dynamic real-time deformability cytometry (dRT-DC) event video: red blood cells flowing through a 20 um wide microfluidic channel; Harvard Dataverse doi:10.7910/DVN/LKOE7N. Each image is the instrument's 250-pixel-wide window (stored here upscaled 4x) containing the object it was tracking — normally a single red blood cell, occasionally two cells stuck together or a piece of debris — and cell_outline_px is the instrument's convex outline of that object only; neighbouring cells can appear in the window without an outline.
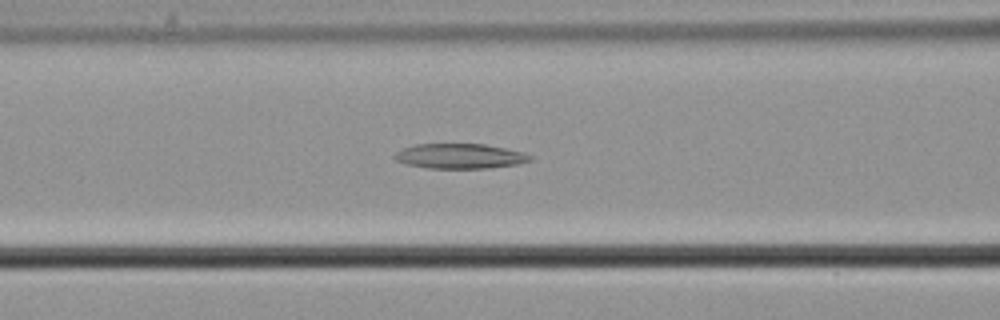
{"species": "common noctule bat (a hibernating species)", "species_latin": "Nyctalus noctula", "temperature_condition": "cold", "stored_images_in_passage": 55, "camera_frame_rate_fps": 3000, "um_per_image_px": 0.085, "animal": {"sex": "male", "body_mass_g": 21.5, "forearm_length_mm": 52.0}, "frame": {"image": 1, "passage_image": 23, "time_ms": 7.333, "image_size_px": [1000, 320], "cell_outline_px": [[532, 160], [516, 164], [488, 168], [428, 168], [408, 164], [396, 160], [392, 156], [396, 152], [404, 148], [416, 144], [484, 144], [524, 152], [532, 156]], "centroid_in_image_um": [39.09, 13.27], "position_along_channel_um": 127.5, "area_um2": 19.54}}
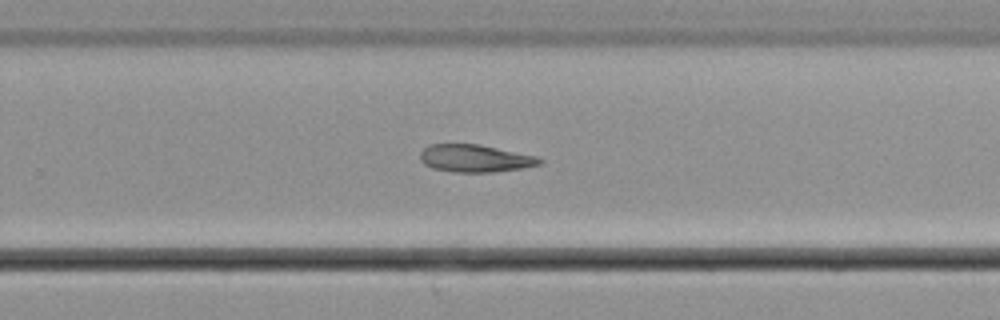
{"frame": {"image": 2, "passage_image": 36, "time_ms": 11.667, "image_size_px": [1000, 320], "cell_outline_px": [[544, 160], [540, 164], [520, 168], [492, 172], [452, 172], [432, 168], [424, 164], [420, 160], [420, 152], [428, 144], [480, 144], [536, 156]], "centroid_in_image_um": [40.34, 13.45], "position_along_channel_um": 289.5, "area_um2": 19.13}}
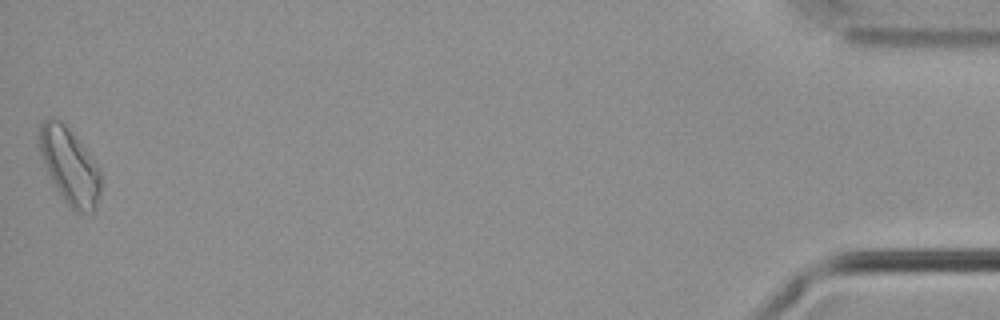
{"frame": {"image": 3, "passage_image": 55, "time_ms": 18.0, "image_size_px": [1000, 320], "cell_outline_px": [[100, 192], [92, 212], [76, 212], [68, 204], [56, 184], [40, 152], [40, 124], [44, 120], [60, 120], [64, 124], [100, 168]], "centroid_in_image_um": [5.96, 14.11], "position_along_channel_um": 429.2, "area_um2": 25.55}}